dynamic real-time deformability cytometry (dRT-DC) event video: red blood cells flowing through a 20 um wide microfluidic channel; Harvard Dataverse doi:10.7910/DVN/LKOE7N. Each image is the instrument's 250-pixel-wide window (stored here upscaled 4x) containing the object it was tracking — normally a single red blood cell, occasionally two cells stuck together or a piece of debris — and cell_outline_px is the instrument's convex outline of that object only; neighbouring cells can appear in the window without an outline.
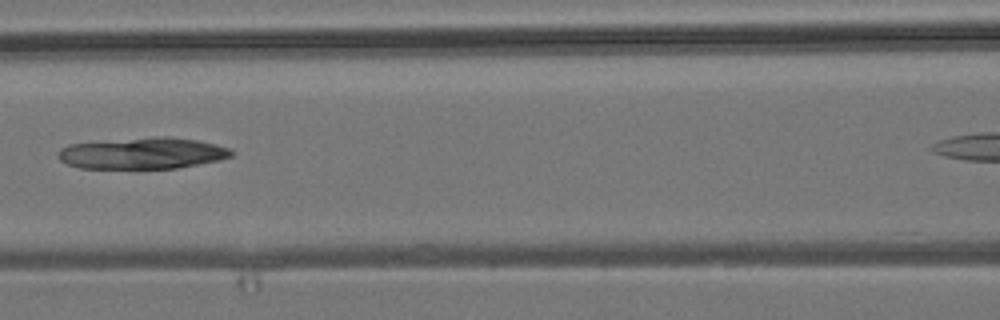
{"species": "common noctule bat (a hibernating species)", "species_latin": "Nyctalus noctula", "temperature_condition": "room temperature", "stored_images_in_passage": 5, "camera_frame_rate_fps": 3000, "um_per_image_px": 0.085, "animal": {"sex": "male", "body_mass_g": 19.2, "forearm_length_mm": 51.8}, "frame": {"image": 1, "passage_image": 4, "time_ms": 3.333, "image_size_px": [1000, 320], "cell_outline_px": [[232, 156], [220, 160], [176, 168], [80, 168], [68, 164], [60, 160], [56, 156], [60, 148], [68, 144], [152, 136], [168, 136], [196, 140], [216, 144], [228, 148], [232, 152]], "centroid_in_image_um": [12.09, 13.02], "position_along_channel_um": 154.5, "area_um2": 31.73}}